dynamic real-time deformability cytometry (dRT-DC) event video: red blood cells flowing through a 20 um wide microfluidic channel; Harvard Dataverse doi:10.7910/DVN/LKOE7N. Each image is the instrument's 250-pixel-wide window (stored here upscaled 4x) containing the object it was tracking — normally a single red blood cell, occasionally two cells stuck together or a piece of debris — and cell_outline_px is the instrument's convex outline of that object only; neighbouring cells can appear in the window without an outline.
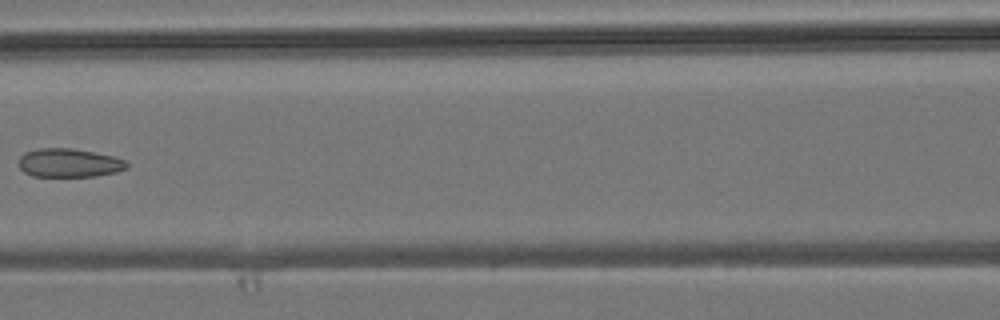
{"species": "common noctule bat (a hibernating species)", "species_latin": "Nyctalus noctula", "temperature_condition": "room temperature", "stored_images_in_passage": 5, "camera_frame_rate_fps": 3000, "um_per_image_px": 0.085, "animal": {"sex": "male", "body_mass_g": 19.2, "forearm_length_mm": 51.8}, "frame": {"image": 1, "passage_image": 5, "time_ms": 5.333, "image_size_px": [1000, 320], "cell_outline_px": [[128, 168], [116, 172], [96, 176], [32, 176], [24, 172], [16, 164], [20, 156], [24, 152], [40, 148], [68, 148], [92, 152], [112, 156], [124, 160], [128, 164]], "centroid_in_image_um": [5.82, 13.85], "position_along_channel_um": 160.8, "area_um2": 18.03}}